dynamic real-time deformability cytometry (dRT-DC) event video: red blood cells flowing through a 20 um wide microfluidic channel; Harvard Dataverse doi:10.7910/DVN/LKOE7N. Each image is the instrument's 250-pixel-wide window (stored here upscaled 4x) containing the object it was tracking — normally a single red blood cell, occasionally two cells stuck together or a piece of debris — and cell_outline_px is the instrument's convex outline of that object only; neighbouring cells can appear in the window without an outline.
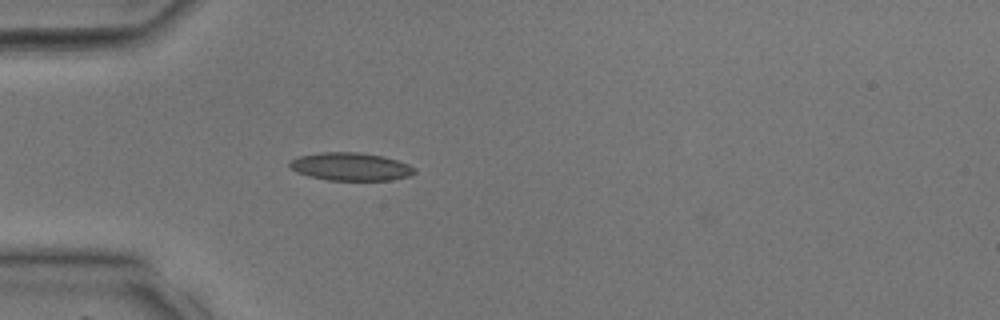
{"species": "common noctule bat (a hibernating species)", "species_latin": "Nyctalus noctula", "temperature_condition": "room temperature", "stored_images_in_passage": 28, "camera_frame_rate_fps": 3000, "um_per_image_px": 0.085, "animal": {"sex": "male", "body_mass_g": 17.9, "forearm_length_mm": 54.2}, "frame": {"image": 1, "passage_image": 2, "time_ms": 0.333, "image_size_px": [1000, 320], "cell_outline_px": [[416, 172], [408, 176], [392, 180], [328, 180], [308, 176], [296, 172], [288, 164], [292, 160], [300, 156], [320, 152], [360, 152], [384, 156], [408, 164], [416, 168]], "centroid_in_image_um": [29.82, 14.16], "position_along_channel_um": 55.2, "area_um2": 20.35}}
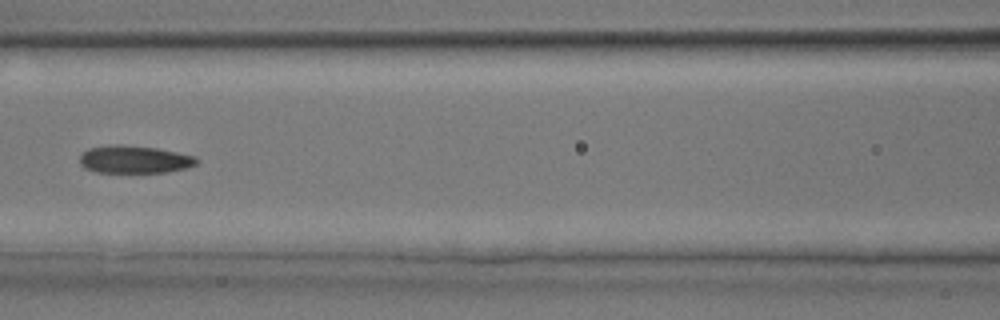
{"frame": {"image": 2, "passage_image": 8, "time_ms": 2.333, "image_size_px": [1000, 320], "cell_outline_px": [[200, 160], [196, 164], [184, 168], [168, 172], [96, 172], [84, 168], [80, 164], [80, 156], [88, 148], [112, 144], [120, 144], [156, 148], [196, 156]], "centroid_in_image_um": [11.41, 13.54], "position_along_channel_um": 155.2, "area_um2": 18.84}}
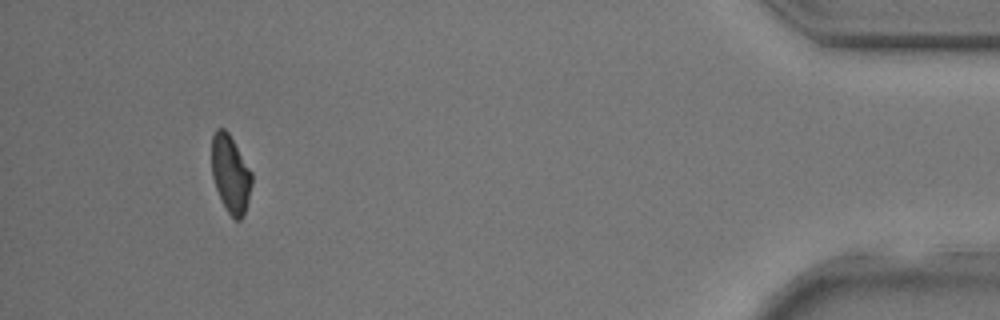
{"frame": {"image": 3, "passage_image": 26, "time_ms": 8.333, "image_size_px": [1000, 320], "cell_outline_px": [[252, 184], [244, 216], [240, 220], [236, 220], [228, 212], [220, 200], [212, 176], [212, 136], [216, 128], [224, 128], [228, 132], [252, 172]], "centroid_in_image_um": [19.59, 14.79], "position_along_channel_um": 415.6, "area_um2": 18.15}}